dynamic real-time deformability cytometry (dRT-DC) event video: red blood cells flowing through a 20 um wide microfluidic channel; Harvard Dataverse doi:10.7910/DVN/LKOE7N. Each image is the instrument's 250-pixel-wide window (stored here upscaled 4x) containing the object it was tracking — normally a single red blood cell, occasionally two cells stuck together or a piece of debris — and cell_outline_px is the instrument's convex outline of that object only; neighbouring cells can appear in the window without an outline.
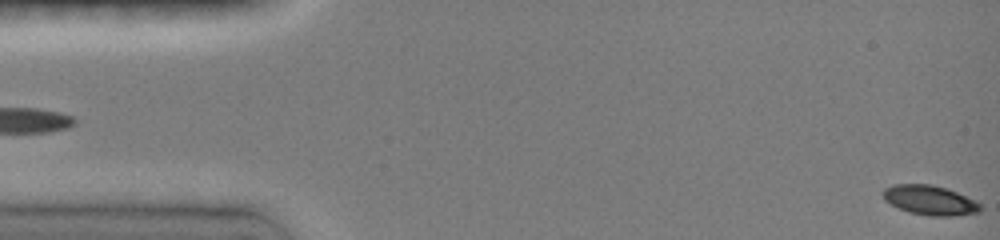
{"species": "common noctule bat (a hibernating species)", "species_latin": "Nyctalus noctula", "temperature_condition": "room temperature", "stored_images_in_passage": 8, "segment_of_instrument_passage": [2, 2], "camera_frame_rate_fps": 3000, "um_per_image_px": 0.085, "animal": {"sex": "female", "body_mass_g": 19.0, "forearm_length_mm": 51.5}, "frame": {"image": 1, "passage_image": 8, "time_ms": 5.0, "image_size_px": [1000, 240], "cell_outline_px": [[980, 212], [952, 216], [928, 216], [908, 212], [884, 200], [880, 192], [884, 188], [892, 184], [932, 184], [956, 192], [976, 200], [980, 204]], "centroid_in_image_um": [79.0, 17.01], "position_along_channel_um": 6.0, "area_um2": 16.88}}